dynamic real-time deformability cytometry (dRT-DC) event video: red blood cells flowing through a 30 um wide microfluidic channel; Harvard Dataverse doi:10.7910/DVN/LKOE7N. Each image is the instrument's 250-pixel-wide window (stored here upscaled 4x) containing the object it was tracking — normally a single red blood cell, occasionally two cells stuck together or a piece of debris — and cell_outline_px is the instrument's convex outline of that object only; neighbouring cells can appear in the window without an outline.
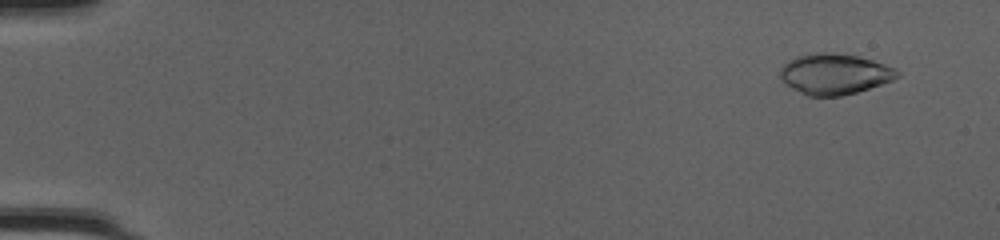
{"species": "common noctule bat (a hibernating species)", "species_latin": "Nyctalus noctula", "temperature_condition": "cold", "stored_images_in_passage": 49, "camera_frame_rate_fps": 3000, "um_per_image_px": 0.085, "animal": {"sex": "female", "body_mass_g": 20.0, "forearm_length_mm": 54.0}, "frame": {"image": 1, "passage_image": 3, "time_ms": 0.667, "image_size_px": [1000, 240], "cell_outline_px": [[900, 76], [892, 80], [856, 92], [840, 96], [808, 96], [784, 84], [780, 76], [780, 68], [788, 60], [796, 56], [820, 52], [832, 52], [860, 56], [896, 68], [900, 72]], "centroid_in_image_um": [70.92, 6.28], "position_along_channel_um": 14.1, "area_um2": 27.86}}
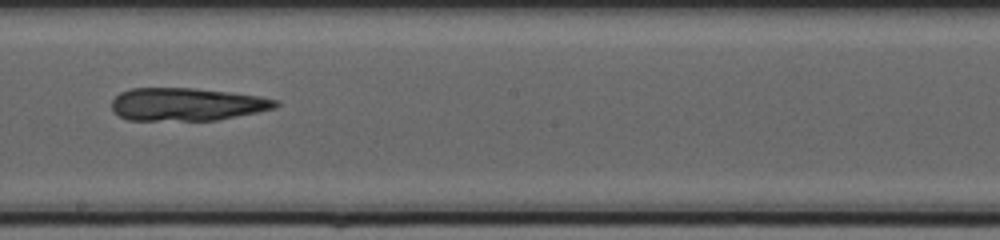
{"frame": {"image": 2, "passage_image": 29, "time_ms": 9.333, "image_size_px": [1000, 240], "cell_outline_px": [[280, 104], [276, 108], [216, 120], [128, 120], [112, 112], [112, 100], [120, 92], [132, 88], [192, 88], [232, 92], [260, 96], [280, 100]], "centroid_in_image_um": [15.89, 8.86], "position_along_channel_um": 232.3, "area_um2": 31.5}}
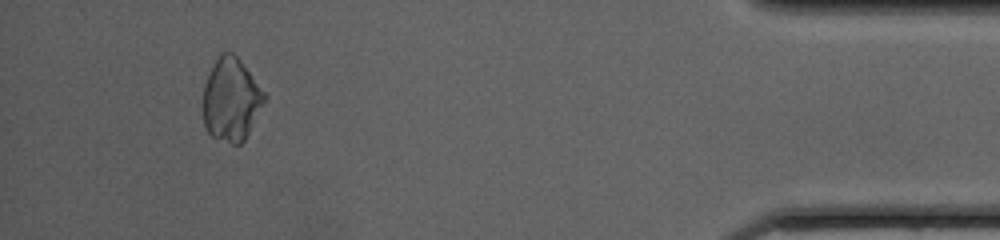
{"frame": {"image": 3, "passage_image": 46, "time_ms": 15.0, "image_size_px": [1000, 240], "cell_outline_px": [[268, 96], [244, 140], [240, 144], [232, 144], [212, 136], [208, 132], [204, 124], [204, 88], [208, 76], [220, 52], [232, 52], [240, 60]], "centroid_in_image_um": [19.67, 8.47], "position_along_channel_um": 415.5, "area_um2": 29.25}}